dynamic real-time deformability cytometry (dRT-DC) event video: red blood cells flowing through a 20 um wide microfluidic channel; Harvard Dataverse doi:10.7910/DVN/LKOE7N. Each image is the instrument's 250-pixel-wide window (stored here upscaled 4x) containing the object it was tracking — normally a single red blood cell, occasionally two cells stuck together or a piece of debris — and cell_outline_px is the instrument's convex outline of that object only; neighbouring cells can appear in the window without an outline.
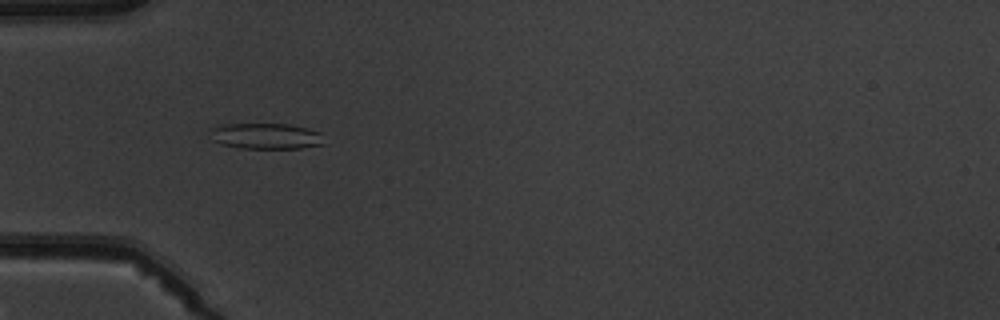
{"species": "common noctule bat (a hibernating species)", "species_latin": "Nyctalus noctula", "temperature_condition": "warm", "stored_images_in_passage": 6, "camera_frame_rate_fps": 3000, "um_per_image_px": 0.085, "animal": {"sex": "male", "body_mass_g": 19.5, "forearm_length_mm": 54.6}, "frame": {"image": 1, "passage_image": 5, "time_ms": 5.667, "image_size_px": [1000, 320], "cell_outline_px": [[324, 144], [300, 148], [240, 148], [220, 144], [212, 140], [208, 128], [224, 124], [288, 124], [308, 128], [320, 132]], "centroid_in_image_um": [22.55, 11.56], "position_along_channel_um": 62.4, "area_um2": 17.28}}